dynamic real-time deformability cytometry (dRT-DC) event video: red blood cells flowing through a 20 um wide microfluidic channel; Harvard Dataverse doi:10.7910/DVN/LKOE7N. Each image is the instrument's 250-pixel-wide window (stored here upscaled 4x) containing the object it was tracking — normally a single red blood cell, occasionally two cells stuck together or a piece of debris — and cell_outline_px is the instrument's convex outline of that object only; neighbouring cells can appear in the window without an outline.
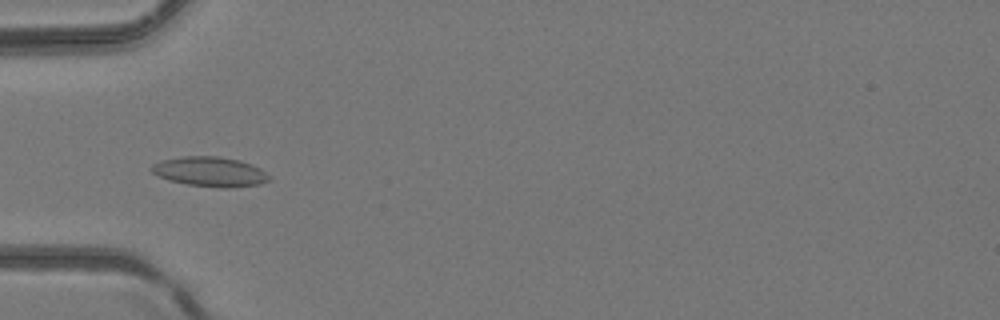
{"species": "common noctule bat (a hibernating species)", "species_latin": "Nyctalus noctula", "temperature_condition": "room temperature", "stored_images_in_passage": 47, "camera_frame_rate_fps": 3000, "um_per_image_px": 0.085, "animal": {"sex": "female", "body_mass_g": 24.6, "forearm_length_mm": 56.2}, "frame": {"image": 1, "passage_image": 16, "time_ms": 5.0, "image_size_px": [1000, 320], "cell_outline_px": [[272, 180], [260, 184], [224, 188], [188, 184], [168, 180], [152, 172], [152, 164], [164, 160], [184, 156], [220, 156], [240, 160], [260, 168], [272, 176]], "centroid_in_image_um": [17.92, 14.59], "position_along_channel_um": 67.1, "area_um2": 20.29}}
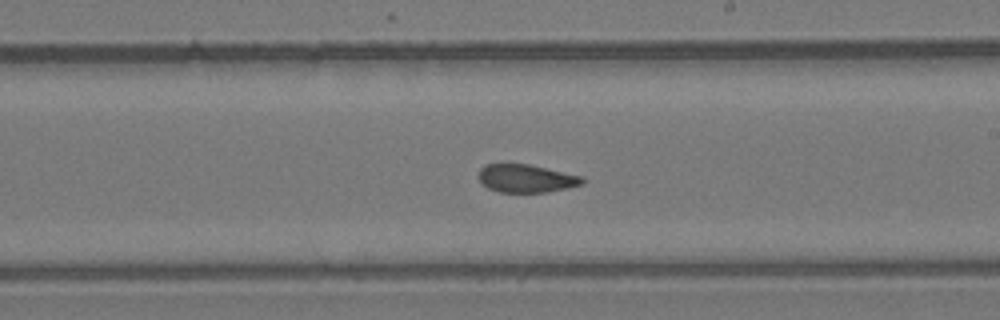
{"frame": {"image": 2, "passage_image": 28, "time_ms": 9.0, "image_size_px": [1000, 320], "cell_outline_px": [[584, 184], [548, 192], [500, 192], [488, 188], [480, 180], [480, 168], [484, 164], [528, 164], [584, 176]], "centroid_in_image_um": [44.77, 15.16], "position_along_channel_um": 244.2, "area_um2": 16.88}}
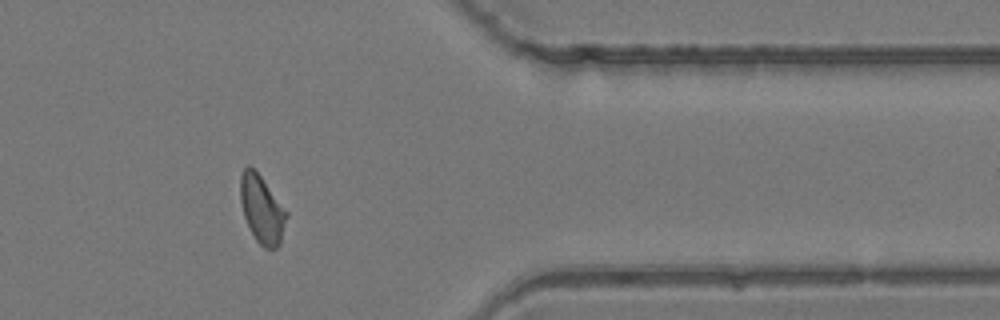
{"frame": {"image": 3, "passage_image": 39, "time_ms": 12.667, "image_size_px": [1000, 320], "cell_outline_px": [[288, 216], [280, 244], [276, 248], [264, 248], [256, 240], [244, 216], [240, 200], [240, 176], [244, 168], [248, 164], [260, 176], [288, 212]], "centroid_in_image_um": [22.27, 17.8], "position_along_channel_um": 389.1, "area_um2": 18.03}}